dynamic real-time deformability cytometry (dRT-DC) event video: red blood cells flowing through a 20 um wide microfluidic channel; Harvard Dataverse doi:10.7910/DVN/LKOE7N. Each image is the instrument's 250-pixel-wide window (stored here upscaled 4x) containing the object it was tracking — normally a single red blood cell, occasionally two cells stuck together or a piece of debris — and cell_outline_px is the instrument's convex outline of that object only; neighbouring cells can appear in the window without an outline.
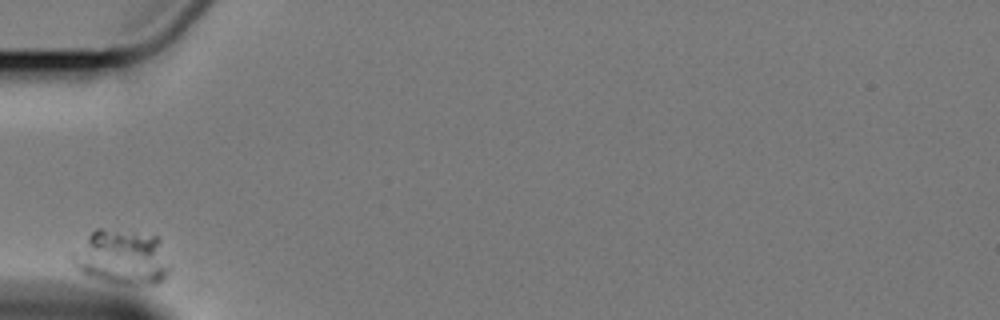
{"species": "Egyptian fruit bat (a non-hibernating species)", "species_latin": "Rousettus aegyptiacus", "temperature_condition": "cold", "stored_images_in_passage": 2, "camera_frame_rate_fps": 3000, "um_per_image_px": 0.085, "animal": {"sex": "female"}, "frame": {"image": 1, "passage_image": 1, "time_ms": 0.0, "image_size_px": [1000, 320], "cell_outline_px": [[168, 272], [164, 280], [156, 284], [116, 284], [88, 276], [80, 272], [72, 264], [72, 256], [88, 236], [96, 228], [100, 228], [156, 236], [160, 240], [168, 268]], "centroid_in_image_um": [10.34, 21.9], "position_along_channel_um": 74.7, "area_um2": 30.46}}